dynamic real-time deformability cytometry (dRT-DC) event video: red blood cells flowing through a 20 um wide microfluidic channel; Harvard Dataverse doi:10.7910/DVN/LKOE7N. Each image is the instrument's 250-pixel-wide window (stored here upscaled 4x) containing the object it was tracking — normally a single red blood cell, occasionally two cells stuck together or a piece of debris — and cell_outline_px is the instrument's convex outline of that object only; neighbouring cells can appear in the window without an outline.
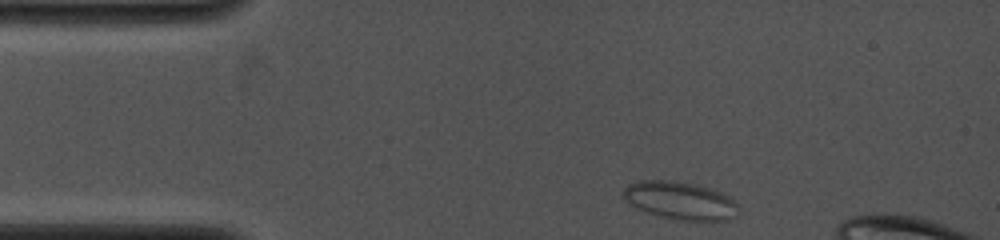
{"species": "common noctule bat (a hibernating species)", "species_latin": "Nyctalus noctula", "temperature_condition": "cold", "stored_images_in_passage": 50, "camera_frame_rate_fps": 4000, "um_per_image_px": 0.085, "animal": {"sex": "female", "body_mass_g": 19.0, "forearm_length_mm": 53.3}, "frame": {"image": 1, "passage_image": 1, "time_ms": 0.0, "image_size_px": [1000, 240], "cell_outline_px": [[740, 208], [736, 216], [724, 220], [684, 220], [664, 216], [648, 212], [636, 208], [624, 200], [620, 196], [624, 188], [628, 184], [640, 180], [668, 180], [696, 184], [720, 192], [728, 196]], "centroid_in_image_um": [57.77, 17.03], "position_along_channel_um": 27.2, "area_um2": 25.2}}
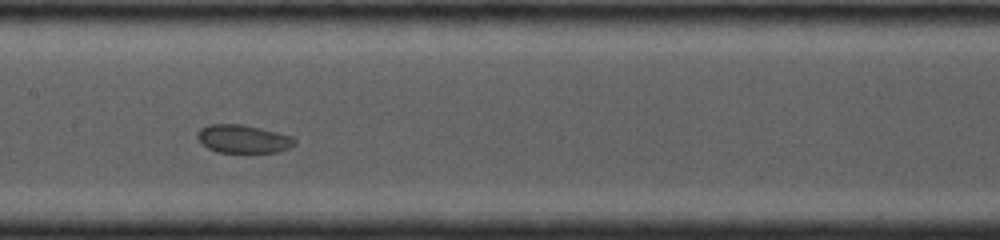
{"frame": {"image": 2, "passage_image": 24, "time_ms": 5.0, "image_size_px": [1000, 240], "cell_outline_px": [[296, 144], [288, 148], [276, 152], [248, 156], [244, 156], [216, 152], [200, 144], [196, 136], [200, 128], [208, 124], [244, 124], [292, 136], [296, 140]], "centroid_in_image_um": [20.65, 11.87], "position_along_channel_um": 186.8, "area_um2": 16.99}}
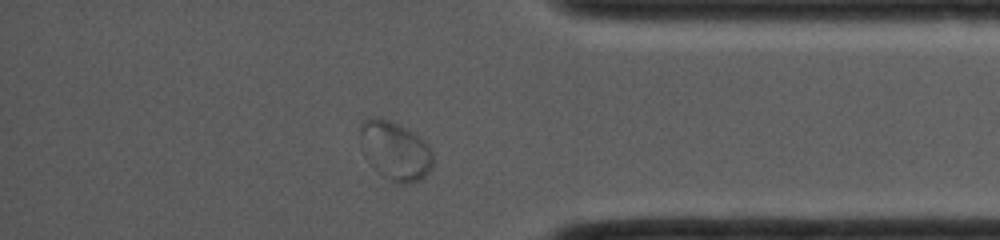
{"frame": {"image": 3, "passage_image": 42, "time_ms": 10.25, "image_size_px": [1000, 240], "cell_outline_px": [[432, 168], [420, 180], [412, 184], [396, 184], [376, 172], [364, 156], [360, 144], [360, 124], [364, 120], [372, 116], [380, 116], [400, 124], [408, 128], [420, 136], [428, 144], [432, 152]], "centroid_in_image_um": [33.57, 12.8], "position_along_channel_um": 401.6, "area_um2": 25.66}}